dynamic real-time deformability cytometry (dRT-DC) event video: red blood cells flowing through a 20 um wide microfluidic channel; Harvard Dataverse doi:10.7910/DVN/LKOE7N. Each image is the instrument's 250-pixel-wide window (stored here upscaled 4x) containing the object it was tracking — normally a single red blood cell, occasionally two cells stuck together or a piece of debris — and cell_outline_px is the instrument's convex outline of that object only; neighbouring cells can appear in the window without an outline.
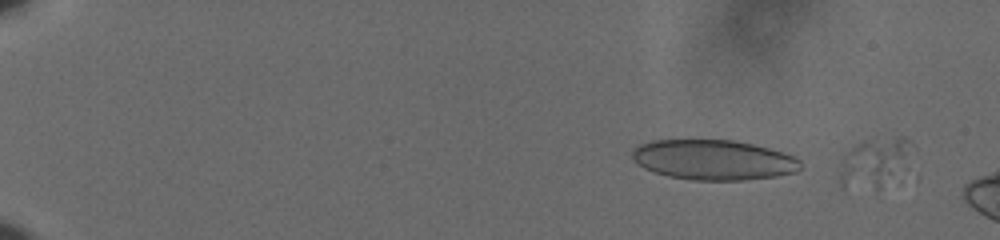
{"species": "human", "species_latin": "Homo sapiens", "temperature_condition": "cold", "stored_images_in_passage": 4, "camera_frame_rate_fps": 3000, "um_per_image_px": 0.085, "donor": {"sex": "male"}, "frame": {"image": 1, "passage_image": 3, "time_ms": 0.667, "image_size_px": [1000, 240], "cell_outline_px": [[800, 168], [796, 172], [776, 176], [744, 180], [692, 180], [668, 176], [644, 168], [632, 160], [632, 152], [640, 144], [652, 140], [736, 140], [784, 152], [800, 160]], "centroid_in_image_um": [60.64, 13.59], "position_along_channel_um": 24.4, "area_um2": 39.25}}